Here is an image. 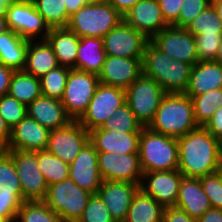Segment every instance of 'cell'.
Listing matches in <instances>:
<instances>
[{
	"label": "cell",
	"mask_w": 222,
	"mask_h": 222,
	"mask_svg": "<svg viewBox=\"0 0 222 222\" xmlns=\"http://www.w3.org/2000/svg\"><path fill=\"white\" fill-rule=\"evenodd\" d=\"M69 72L70 68L60 65L40 77L42 95L61 100Z\"/></svg>",
	"instance_id": "8d00e7d4"
},
{
	"label": "cell",
	"mask_w": 222,
	"mask_h": 222,
	"mask_svg": "<svg viewBox=\"0 0 222 222\" xmlns=\"http://www.w3.org/2000/svg\"><path fill=\"white\" fill-rule=\"evenodd\" d=\"M15 70L0 63V97L8 94L10 82Z\"/></svg>",
	"instance_id": "681fc988"
},
{
	"label": "cell",
	"mask_w": 222,
	"mask_h": 222,
	"mask_svg": "<svg viewBox=\"0 0 222 222\" xmlns=\"http://www.w3.org/2000/svg\"><path fill=\"white\" fill-rule=\"evenodd\" d=\"M103 48L108 56L143 58L149 39L124 20L110 30L103 38Z\"/></svg>",
	"instance_id": "4fadbf2b"
},
{
	"label": "cell",
	"mask_w": 222,
	"mask_h": 222,
	"mask_svg": "<svg viewBox=\"0 0 222 222\" xmlns=\"http://www.w3.org/2000/svg\"><path fill=\"white\" fill-rule=\"evenodd\" d=\"M204 127L218 140H222V106L217 108L212 118Z\"/></svg>",
	"instance_id": "c3c4849f"
},
{
	"label": "cell",
	"mask_w": 222,
	"mask_h": 222,
	"mask_svg": "<svg viewBox=\"0 0 222 222\" xmlns=\"http://www.w3.org/2000/svg\"><path fill=\"white\" fill-rule=\"evenodd\" d=\"M162 222H197V219L177 207H166Z\"/></svg>",
	"instance_id": "7dc6e473"
},
{
	"label": "cell",
	"mask_w": 222,
	"mask_h": 222,
	"mask_svg": "<svg viewBox=\"0 0 222 222\" xmlns=\"http://www.w3.org/2000/svg\"><path fill=\"white\" fill-rule=\"evenodd\" d=\"M126 103L143 127H148L166 92L142 73L126 90Z\"/></svg>",
	"instance_id": "52a82bcc"
},
{
	"label": "cell",
	"mask_w": 222,
	"mask_h": 222,
	"mask_svg": "<svg viewBox=\"0 0 222 222\" xmlns=\"http://www.w3.org/2000/svg\"><path fill=\"white\" fill-rule=\"evenodd\" d=\"M186 29L194 36L198 34H216L222 33V24L212 6L207 7L193 21L189 23Z\"/></svg>",
	"instance_id": "f35d334b"
},
{
	"label": "cell",
	"mask_w": 222,
	"mask_h": 222,
	"mask_svg": "<svg viewBox=\"0 0 222 222\" xmlns=\"http://www.w3.org/2000/svg\"><path fill=\"white\" fill-rule=\"evenodd\" d=\"M140 184L125 181H103L97 195L109 209L115 222H124Z\"/></svg>",
	"instance_id": "ac0fdd59"
},
{
	"label": "cell",
	"mask_w": 222,
	"mask_h": 222,
	"mask_svg": "<svg viewBox=\"0 0 222 222\" xmlns=\"http://www.w3.org/2000/svg\"><path fill=\"white\" fill-rule=\"evenodd\" d=\"M13 0H0V15L6 14V9Z\"/></svg>",
	"instance_id": "6f0895ef"
},
{
	"label": "cell",
	"mask_w": 222,
	"mask_h": 222,
	"mask_svg": "<svg viewBox=\"0 0 222 222\" xmlns=\"http://www.w3.org/2000/svg\"><path fill=\"white\" fill-rule=\"evenodd\" d=\"M0 115L11 129L27 115V106L5 94L0 97Z\"/></svg>",
	"instance_id": "ab89813d"
},
{
	"label": "cell",
	"mask_w": 222,
	"mask_h": 222,
	"mask_svg": "<svg viewBox=\"0 0 222 222\" xmlns=\"http://www.w3.org/2000/svg\"><path fill=\"white\" fill-rule=\"evenodd\" d=\"M13 160L19 177L23 201H43L48 184L39 169L36 151L5 150Z\"/></svg>",
	"instance_id": "9c48e42d"
},
{
	"label": "cell",
	"mask_w": 222,
	"mask_h": 222,
	"mask_svg": "<svg viewBox=\"0 0 222 222\" xmlns=\"http://www.w3.org/2000/svg\"><path fill=\"white\" fill-rule=\"evenodd\" d=\"M139 158L143 173L177 170L179 164L177 139L144 127L139 138Z\"/></svg>",
	"instance_id": "277c9868"
},
{
	"label": "cell",
	"mask_w": 222,
	"mask_h": 222,
	"mask_svg": "<svg viewBox=\"0 0 222 222\" xmlns=\"http://www.w3.org/2000/svg\"><path fill=\"white\" fill-rule=\"evenodd\" d=\"M121 21L123 16L110 3H89L70 16L66 28L79 38H103Z\"/></svg>",
	"instance_id": "5b68a950"
},
{
	"label": "cell",
	"mask_w": 222,
	"mask_h": 222,
	"mask_svg": "<svg viewBox=\"0 0 222 222\" xmlns=\"http://www.w3.org/2000/svg\"><path fill=\"white\" fill-rule=\"evenodd\" d=\"M5 15L9 29L28 41L45 40L50 31L32 0H13Z\"/></svg>",
	"instance_id": "ba28073f"
},
{
	"label": "cell",
	"mask_w": 222,
	"mask_h": 222,
	"mask_svg": "<svg viewBox=\"0 0 222 222\" xmlns=\"http://www.w3.org/2000/svg\"><path fill=\"white\" fill-rule=\"evenodd\" d=\"M50 130L26 115L11 128V137L7 149L20 151L46 150Z\"/></svg>",
	"instance_id": "44dd1931"
},
{
	"label": "cell",
	"mask_w": 222,
	"mask_h": 222,
	"mask_svg": "<svg viewBox=\"0 0 222 222\" xmlns=\"http://www.w3.org/2000/svg\"><path fill=\"white\" fill-rule=\"evenodd\" d=\"M101 128L120 133H130L141 132L144 127L137 120L128 104L125 103L115 111L112 117L105 121Z\"/></svg>",
	"instance_id": "d590c367"
},
{
	"label": "cell",
	"mask_w": 222,
	"mask_h": 222,
	"mask_svg": "<svg viewBox=\"0 0 222 222\" xmlns=\"http://www.w3.org/2000/svg\"><path fill=\"white\" fill-rule=\"evenodd\" d=\"M214 61H216V62H218L219 64L222 65V42L220 44V47L218 48L216 58H215Z\"/></svg>",
	"instance_id": "680465c9"
},
{
	"label": "cell",
	"mask_w": 222,
	"mask_h": 222,
	"mask_svg": "<svg viewBox=\"0 0 222 222\" xmlns=\"http://www.w3.org/2000/svg\"><path fill=\"white\" fill-rule=\"evenodd\" d=\"M4 149L0 146V153L3 151Z\"/></svg>",
	"instance_id": "be15d7a7"
},
{
	"label": "cell",
	"mask_w": 222,
	"mask_h": 222,
	"mask_svg": "<svg viewBox=\"0 0 222 222\" xmlns=\"http://www.w3.org/2000/svg\"><path fill=\"white\" fill-rule=\"evenodd\" d=\"M123 20L149 40L168 26L157 0H139L123 15Z\"/></svg>",
	"instance_id": "ffe728a7"
},
{
	"label": "cell",
	"mask_w": 222,
	"mask_h": 222,
	"mask_svg": "<svg viewBox=\"0 0 222 222\" xmlns=\"http://www.w3.org/2000/svg\"><path fill=\"white\" fill-rule=\"evenodd\" d=\"M164 209L140 189L134 196L124 222H162Z\"/></svg>",
	"instance_id": "f546056e"
},
{
	"label": "cell",
	"mask_w": 222,
	"mask_h": 222,
	"mask_svg": "<svg viewBox=\"0 0 222 222\" xmlns=\"http://www.w3.org/2000/svg\"><path fill=\"white\" fill-rule=\"evenodd\" d=\"M194 116L198 126H205L212 118L217 108L222 106V88L209 91L191 98Z\"/></svg>",
	"instance_id": "d6a6232c"
},
{
	"label": "cell",
	"mask_w": 222,
	"mask_h": 222,
	"mask_svg": "<svg viewBox=\"0 0 222 222\" xmlns=\"http://www.w3.org/2000/svg\"><path fill=\"white\" fill-rule=\"evenodd\" d=\"M15 222H64L44 201H25Z\"/></svg>",
	"instance_id": "e575fe53"
},
{
	"label": "cell",
	"mask_w": 222,
	"mask_h": 222,
	"mask_svg": "<svg viewBox=\"0 0 222 222\" xmlns=\"http://www.w3.org/2000/svg\"><path fill=\"white\" fill-rule=\"evenodd\" d=\"M15 217H2L0 216V222H15Z\"/></svg>",
	"instance_id": "91938a15"
},
{
	"label": "cell",
	"mask_w": 222,
	"mask_h": 222,
	"mask_svg": "<svg viewBox=\"0 0 222 222\" xmlns=\"http://www.w3.org/2000/svg\"><path fill=\"white\" fill-rule=\"evenodd\" d=\"M218 172H219V173H220V175L222 176V160H221V162H220V167H219Z\"/></svg>",
	"instance_id": "6125c7cd"
},
{
	"label": "cell",
	"mask_w": 222,
	"mask_h": 222,
	"mask_svg": "<svg viewBox=\"0 0 222 222\" xmlns=\"http://www.w3.org/2000/svg\"><path fill=\"white\" fill-rule=\"evenodd\" d=\"M198 127L192 99L185 93H166L148 128L178 139Z\"/></svg>",
	"instance_id": "3957f363"
},
{
	"label": "cell",
	"mask_w": 222,
	"mask_h": 222,
	"mask_svg": "<svg viewBox=\"0 0 222 222\" xmlns=\"http://www.w3.org/2000/svg\"><path fill=\"white\" fill-rule=\"evenodd\" d=\"M9 30L6 15H0V35Z\"/></svg>",
	"instance_id": "9f6ffc18"
},
{
	"label": "cell",
	"mask_w": 222,
	"mask_h": 222,
	"mask_svg": "<svg viewBox=\"0 0 222 222\" xmlns=\"http://www.w3.org/2000/svg\"><path fill=\"white\" fill-rule=\"evenodd\" d=\"M222 88V65L214 60L198 61L192 66L185 94L190 98Z\"/></svg>",
	"instance_id": "cb8c5ba5"
},
{
	"label": "cell",
	"mask_w": 222,
	"mask_h": 222,
	"mask_svg": "<svg viewBox=\"0 0 222 222\" xmlns=\"http://www.w3.org/2000/svg\"><path fill=\"white\" fill-rule=\"evenodd\" d=\"M199 179L212 208L222 210V176L220 173L217 171Z\"/></svg>",
	"instance_id": "7bdbcfd3"
},
{
	"label": "cell",
	"mask_w": 222,
	"mask_h": 222,
	"mask_svg": "<svg viewBox=\"0 0 222 222\" xmlns=\"http://www.w3.org/2000/svg\"><path fill=\"white\" fill-rule=\"evenodd\" d=\"M211 4L219 17L220 23L222 24V0H211Z\"/></svg>",
	"instance_id": "11a10c76"
},
{
	"label": "cell",
	"mask_w": 222,
	"mask_h": 222,
	"mask_svg": "<svg viewBox=\"0 0 222 222\" xmlns=\"http://www.w3.org/2000/svg\"><path fill=\"white\" fill-rule=\"evenodd\" d=\"M141 132L120 133L103 128L89 131V142L97 152L121 154L139 153Z\"/></svg>",
	"instance_id": "7402d4cb"
},
{
	"label": "cell",
	"mask_w": 222,
	"mask_h": 222,
	"mask_svg": "<svg viewBox=\"0 0 222 222\" xmlns=\"http://www.w3.org/2000/svg\"><path fill=\"white\" fill-rule=\"evenodd\" d=\"M28 42L11 29L2 33L0 35V63L15 71L24 70Z\"/></svg>",
	"instance_id": "83f0119b"
},
{
	"label": "cell",
	"mask_w": 222,
	"mask_h": 222,
	"mask_svg": "<svg viewBox=\"0 0 222 222\" xmlns=\"http://www.w3.org/2000/svg\"><path fill=\"white\" fill-rule=\"evenodd\" d=\"M8 94L28 106L42 94L40 79L24 70L15 71L11 78Z\"/></svg>",
	"instance_id": "4dcf8cb0"
},
{
	"label": "cell",
	"mask_w": 222,
	"mask_h": 222,
	"mask_svg": "<svg viewBox=\"0 0 222 222\" xmlns=\"http://www.w3.org/2000/svg\"><path fill=\"white\" fill-rule=\"evenodd\" d=\"M175 207L185 211L195 219L200 218L207 210L212 208L199 178L182 177Z\"/></svg>",
	"instance_id": "d4e9b609"
},
{
	"label": "cell",
	"mask_w": 222,
	"mask_h": 222,
	"mask_svg": "<svg viewBox=\"0 0 222 222\" xmlns=\"http://www.w3.org/2000/svg\"><path fill=\"white\" fill-rule=\"evenodd\" d=\"M27 115L49 130L65 127L73 121L61 100L42 94L27 106Z\"/></svg>",
	"instance_id": "603a6c76"
},
{
	"label": "cell",
	"mask_w": 222,
	"mask_h": 222,
	"mask_svg": "<svg viewBox=\"0 0 222 222\" xmlns=\"http://www.w3.org/2000/svg\"><path fill=\"white\" fill-rule=\"evenodd\" d=\"M11 137V129L0 115V146L6 150Z\"/></svg>",
	"instance_id": "f5cc1de1"
},
{
	"label": "cell",
	"mask_w": 222,
	"mask_h": 222,
	"mask_svg": "<svg viewBox=\"0 0 222 222\" xmlns=\"http://www.w3.org/2000/svg\"><path fill=\"white\" fill-rule=\"evenodd\" d=\"M197 222H222V210L210 208L197 219Z\"/></svg>",
	"instance_id": "816d5d0a"
},
{
	"label": "cell",
	"mask_w": 222,
	"mask_h": 222,
	"mask_svg": "<svg viewBox=\"0 0 222 222\" xmlns=\"http://www.w3.org/2000/svg\"><path fill=\"white\" fill-rule=\"evenodd\" d=\"M98 84L97 74L70 69L61 102L72 120H78L87 110Z\"/></svg>",
	"instance_id": "8fae6325"
},
{
	"label": "cell",
	"mask_w": 222,
	"mask_h": 222,
	"mask_svg": "<svg viewBox=\"0 0 222 222\" xmlns=\"http://www.w3.org/2000/svg\"><path fill=\"white\" fill-rule=\"evenodd\" d=\"M98 167L103 181H125L141 184L143 171L139 153L98 152Z\"/></svg>",
	"instance_id": "9a60e30c"
},
{
	"label": "cell",
	"mask_w": 222,
	"mask_h": 222,
	"mask_svg": "<svg viewBox=\"0 0 222 222\" xmlns=\"http://www.w3.org/2000/svg\"><path fill=\"white\" fill-rule=\"evenodd\" d=\"M36 156L48 186L69 178V165L47 149L36 151Z\"/></svg>",
	"instance_id": "1f68e13d"
},
{
	"label": "cell",
	"mask_w": 222,
	"mask_h": 222,
	"mask_svg": "<svg viewBox=\"0 0 222 222\" xmlns=\"http://www.w3.org/2000/svg\"><path fill=\"white\" fill-rule=\"evenodd\" d=\"M45 40L52 47L59 65L76 69L80 38L74 32L66 27L51 28Z\"/></svg>",
	"instance_id": "484cf974"
},
{
	"label": "cell",
	"mask_w": 222,
	"mask_h": 222,
	"mask_svg": "<svg viewBox=\"0 0 222 222\" xmlns=\"http://www.w3.org/2000/svg\"><path fill=\"white\" fill-rule=\"evenodd\" d=\"M23 202L22 193L0 194V216L16 218Z\"/></svg>",
	"instance_id": "f6af8a7d"
},
{
	"label": "cell",
	"mask_w": 222,
	"mask_h": 222,
	"mask_svg": "<svg viewBox=\"0 0 222 222\" xmlns=\"http://www.w3.org/2000/svg\"><path fill=\"white\" fill-rule=\"evenodd\" d=\"M150 41L174 60L190 65L198 62L195 36L186 28L168 25Z\"/></svg>",
	"instance_id": "7c38bea8"
},
{
	"label": "cell",
	"mask_w": 222,
	"mask_h": 222,
	"mask_svg": "<svg viewBox=\"0 0 222 222\" xmlns=\"http://www.w3.org/2000/svg\"><path fill=\"white\" fill-rule=\"evenodd\" d=\"M106 53L103 39L100 37H83L77 51L76 69L99 74L102 70Z\"/></svg>",
	"instance_id": "f1b7e54d"
},
{
	"label": "cell",
	"mask_w": 222,
	"mask_h": 222,
	"mask_svg": "<svg viewBox=\"0 0 222 222\" xmlns=\"http://www.w3.org/2000/svg\"><path fill=\"white\" fill-rule=\"evenodd\" d=\"M65 0H32L36 10L44 18L49 28H65L70 16L67 14Z\"/></svg>",
	"instance_id": "836d02e7"
},
{
	"label": "cell",
	"mask_w": 222,
	"mask_h": 222,
	"mask_svg": "<svg viewBox=\"0 0 222 222\" xmlns=\"http://www.w3.org/2000/svg\"><path fill=\"white\" fill-rule=\"evenodd\" d=\"M160 5L164 20L168 25H173L180 13L184 0H157Z\"/></svg>",
	"instance_id": "bcb514c9"
},
{
	"label": "cell",
	"mask_w": 222,
	"mask_h": 222,
	"mask_svg": "<svg viewBox=\"0 0 222 222\" xmlns=\"http://www.w3.org/2000/svg\"><path fill=\"white\" fill-rule=\"evenodd\" d=\"M142 59L106 55L99 83L126 90L142 74Z\"/></svg>",
	"instance_id": "d6986e66"
},
{
	"label": "cell",
	"mask_w": 222,
	"mask_h": 222,
	"mask_svg": "<svg viewBox=\"0 0 222 222\" xmlns=\"http://www.w3.org/2000/svg\"><path fill=\"white\" fill-rule=\"evenodd\" d=\"M177 21L173 24L186 28L200 13L211 5V0H184Z\"/></svg>",
	"instance_id": "ee69618b"
},
{
	"label": "cell",
	"mask_w": 222,
	"mask_h": 222,
	"mask_svg": "<svg viewBox=\"0 0 222 222\" xmlns=\"http://www.w3.org/2000/svg\"><path fill=\"white\" fill-rule=\"evenodd\" d=\"M77 222H115V220L100 197L92 194Z\"/></svg>",
	"instance_id": "60d3db41"
},
{
	"label": "cell",
	"mask_w": 222,
	"mask_h": 222,
	"mask_svg": "<svg viewBox=\"0 0 222 222\" xmlns=\"http://www.w3.org/2000/svg\"><path fill=\"white\" fill-rule=\"evenodd\" d=\"M178 171L184 177L200 178L217 172L222 160L221 141L198 126L177 139Z\"/></svg>",
	"instance_id": "6da1fadb"
},
{
	"label": "cell",
	"mask_w": 222,
	"mask_h": 222,
	"mask_svg": "<svg viewBox=\"0 0 222 222\" xmlns=\"http://www.w3.org/2000/svg\"><path fill=\"white\" fill-rule=\"evenodd\" d=\"M109 0H89L90 3H105L108 2Z\"/></svg>",
	"instance_id": "94428289"
},
{
	"label": "cell",
	"mask_w": 222,
	"mask_h": 222,
	"mask_svg": "<svg viewBox=\"0 0 222 222\" xmlns=\"http://www.w3.org/2000/svg\"><path fill=\"white\" fill-rule=\"evenodd\" d=\"M182 177L178 170L143 173L140 189L164 208L175 207Z\"/></svg>",
	"instance_id": "2e32d148"
},
{
	"label": "cell",
	"mask_w": 222,
	"mask_h": 222,
	"mask_svg": "<svg viewBox=\"0 0 222 222\" xmlns=\"http://www.w3.org/2000/svg\"><path fill=\"white\" fill-rule=\"evenodd\" d=\"M65 7L67 10V14L71 16L75 12H77L83 6L89 4V0H65Z\"/></svg>",
	"instance_id": "db71d44e"
},
{
	"label": "cell",
	"mask_w": 222,
	"mask_h": 222,
	"mask_svg": "<svg viewBox=\"0 0 222 222\" xmlns=\"http://www.w3.org/2000/svg\"><path fill=\"white\" fill-rule=\"evenodd\" d=\"M69 178L81 189L96 194L103 179L98 167V152L88 142L75 160L69 165Z\"/></svg>",
	"instance_id": "e0dca14e"
},
{
	"label": "cell",
	"mask_w": 222,
	"mask_h": 222,
	"mask_svg": "<svg viewBox=\"0 0 222 222\" xmlns=\"http://www.w3.org/2000/svg\"><path fill=\"white\" fill-rule=\"evenodd\" d=\"M92 193L81 189L71 178L48 186L43 201L64 222H77Z\"/></svg>",
	"instance_id": "8992f818"
},
{
	"label": "cell",
	"mask_w": 222,
	"mask_h": 222,
	"mask_svg": "<svg viewBox=\"0 0 222 222\" xmlns=\"http://www.w3.org/2000/svg\"><path fill=\"white\" fill-rule=\"evenodd\" d=\"M10 193H22V190L12 157L3 150L0 153V194Z\"/></svg>",
	"instance_id": "74e56055"
},
{
	"label": "cell",
	"mask_w": 222,
	"mask_h": 222,
	"mask_svg": "<svg viewBox=\"0 0 222 222\" xmlns=\"http://www.w3.org/2000/svg\"><path fill=\"white\" fill-rule=\"evenodd\" d=\"M198 61L215 60L222 42V33L198 34L195 36Z\"/></svg>",
	"instance_id": "b9f144b4"
},
{
	"label": "cell",
	"mask_w": 222,
	"mask_h": 222,
	"mask_svg": "<svg viewBox=\"0 0 222 222\" xmlns=\"http://www.w3.org/2000/svg\"><path fill=\"white\" fill-rule=\"evenodd\" d=\"M192 66L172 59L150 40L145 46L142 73L154 79L166 93H185Z\"/></svg>",
	"instance_id": "7a4b0ae2"
},
{
	"label": "cell",
	"mask_w": 222,
	"mask_h": 222,
	"mask_svg": "<svg viewBox=\"0 0 222 222\" xmlns=\"http://www.w3.org/2000/svg\"><path fill=\"white\" fill-rule=\"evenodd\" d=\"M60 66L52 47L46 40L28 42L24 71L40 78L50 70Z\"/></svg>",
	"instance_id": "4316f807"
},
{
	"label": "cell",
	"mask_w": 222,
	"mask_h": 222,
	"mask_svg": "<svg viewBox=\"0 0 222 222\" xmlns=\"http://www.w3.org/2000/svg\"><path fill=\"white\" fill-rule=\"evenodd\" d=\"M139 0H109L110 3L122 16L129 11Z\"/></svg>",
	"instance_id": "f907efd6"
},
{
	"label": "cell",
	"mask_w": 222,
	"mask_h": 222,
	"mask_svg": "<svg viewBox=\"0 0 222 222\" xmlns=\"http://www.w3.org/2000/svg\"><path fill=\"white\" fill-rule=\"evenodd\" d=\"M88 142L89 131L73 120L65 127L50 130L47 150L70 165Z\"/></svg>",
	"instance_id": "5bb4252c"
},
{
	"label": "cell",
	"mask_w": 222,
	"mask_h": 222,
	"mask_svg": "<svg viewBox=\"0 0 222 222\" xmlns=\"http://www.w3.org/2000/svg\"><path fill=\"white\" fill-rule=\"evenodd\" d=\"M125 103L124 89L99 83L87 110L77 121L87 131L100 128Z\"/></svg>",
	"instance_id": "30bf717a"
}]
</instances>
